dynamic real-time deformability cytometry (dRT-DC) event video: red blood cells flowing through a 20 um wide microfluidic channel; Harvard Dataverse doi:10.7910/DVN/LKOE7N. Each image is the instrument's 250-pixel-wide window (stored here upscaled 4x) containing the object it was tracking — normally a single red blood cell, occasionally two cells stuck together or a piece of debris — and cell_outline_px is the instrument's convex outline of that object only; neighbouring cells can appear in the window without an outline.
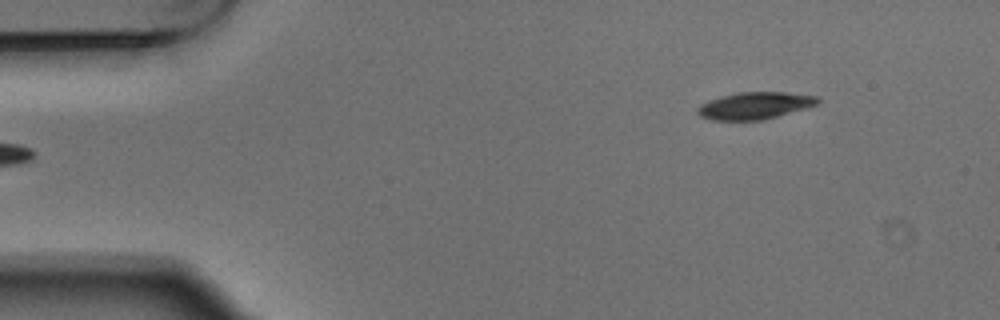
{"species": "Egyptian fruit bat (a non-hibernating species)", "species_latin": "Rousettus aegyptiacus", "temperature_condition": "warm", "stored_images_in_passage": 4, "segment_of_instrument_passage": [2, 2], "camera_frame_rate_fps": 3000, "um_per_image_px": 0.085, "animal": {"sex": "male"}, "frame": {"image": 1, "passage_image": 4, "time_ms": 1.0, "image_size_px": [1000, 320], "cell_outline_px": [[820, 104], [808, 108], [760, 120], [708, 120], [700, 116], [696, 112], [696, 108], [700, 104], [708, 100], [720, 96], [736, 92], [784, 92], [820, 96]], "centroid_in_image_um": [64.16, 8.97], "position_along_channel_um": 20.8, "area_um2": 19.25}}